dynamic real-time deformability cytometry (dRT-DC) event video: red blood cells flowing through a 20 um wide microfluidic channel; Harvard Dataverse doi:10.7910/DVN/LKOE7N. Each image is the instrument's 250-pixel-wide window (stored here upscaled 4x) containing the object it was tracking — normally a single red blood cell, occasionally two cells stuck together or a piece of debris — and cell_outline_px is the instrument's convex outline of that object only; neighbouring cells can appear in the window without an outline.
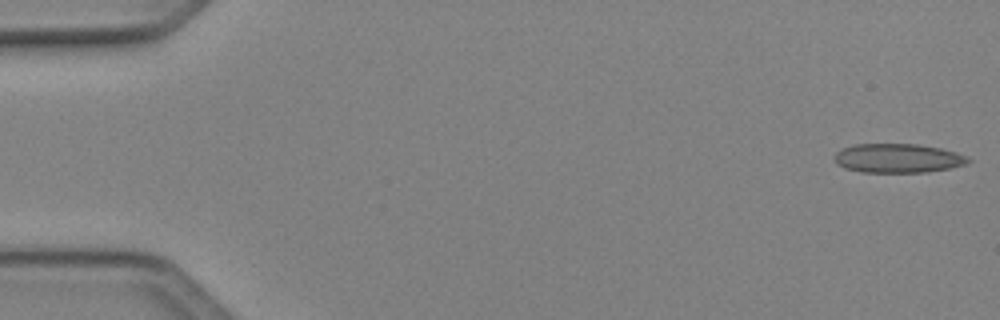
{"species": "Egyptian fruit bat (a non-hibernating species)", "species_latin": "Rousettus aegyptiacus", "temperature_condition": "cold", "stored_images_in_passage": 49, "camera_frame_rate_fps": 3000, "um_per_image_px": 0.085, "animal": {"sex": "female"}, "frame": {"image": 1, "passage_image": 1, "time_ms": 0.0, "image_size_px": [1000, 320], "cell_outline_px": [[972, 160], [964, 164], [948, 168], [928, 172], [860, 172], [844, 168], [836, 164], [832, 160], [836, 152], [840, 148], [856, 144], [916, 144], [940, 148], [956, 152]], "centroid_in_image_um": [76.23, 13.45], "position_along_channel_um": 8.8, "area_um2": 22.72}}
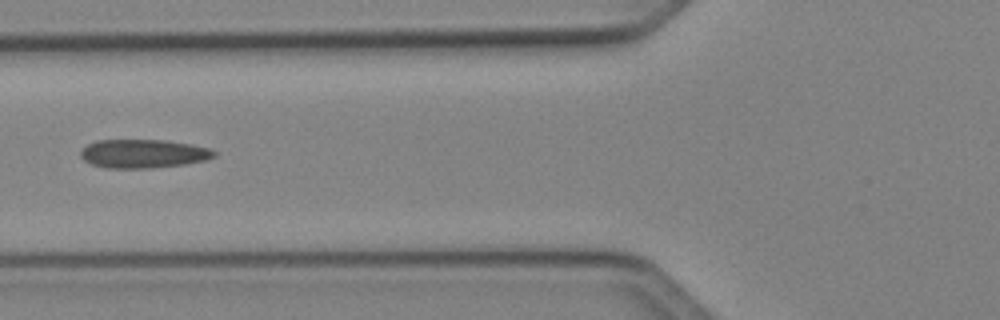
{"frame": {"image": 2, "passage_image": 19, "time_ms": 6.0, "image_size_px": [1000, 320], "cell_outline_px": [[216, 156], [204, 160], [184, 164], [152, 168], [104, 168], [92, 164], [84, 160], [80, 156], [80, 152], [88, 144], [96, 140], [164, 140], [192, 144], [208, 148], [216, 152]], "centroid_in_image_um": [12.16, 13.06], "position_along_channel_um": 113.6, "area_um2": 22.25}}
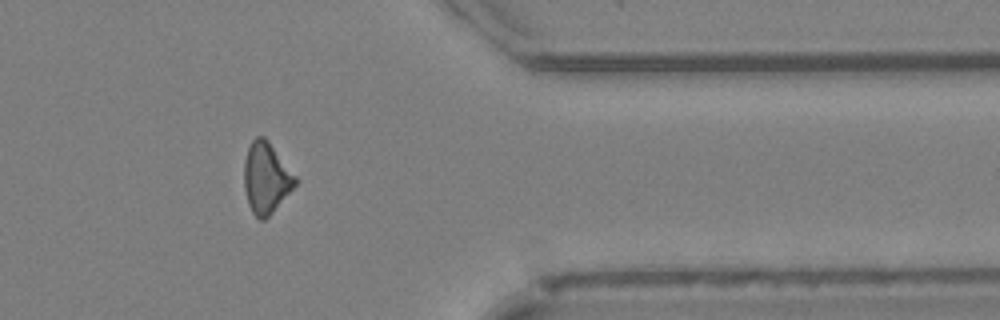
{"frame": {"image": 3, "passage_image": 40, "time_ms": 13.0, "image_size_px": [1000, 320], "cell_outline_px": [[300, 180], [272, 212], [264, 220], [260, 220], [252, 212], [248, 204], [244, 188], [244, 160], [248, 148], [252, 140], [256, 136], [264, 136], [268, 140]], "centroid_in_image_um": [22.62, 15.1], "position_along_channel_um": 388.8, "area_um2": 21.21}, "authors_computed_cell_mechanics": {"area_um2": 21.675, "velocity_mm_per_s": 4.1611, "shape_relaxation_time_tau1_ms": null, "shape_relaxation_time_tau2_ms": 4.5301, "deformation_change_tau1": null, "deformation_change_tau2": 0.1423}}